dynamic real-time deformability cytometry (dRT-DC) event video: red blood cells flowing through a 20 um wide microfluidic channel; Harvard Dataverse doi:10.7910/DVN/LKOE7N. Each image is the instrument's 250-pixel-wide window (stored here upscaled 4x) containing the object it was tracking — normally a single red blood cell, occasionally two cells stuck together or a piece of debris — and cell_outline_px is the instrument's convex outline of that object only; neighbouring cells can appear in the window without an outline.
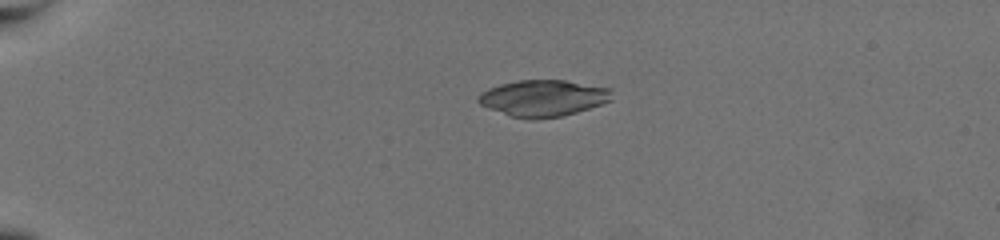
{"species": "common noctule bat (a hibernating species)", "species_latin": "Nyctalus noctula", "temperature_condition": "warm", "stored_images_in_passage": 45, "camera_frame_rate_fps": 3000, "um_per_image_px": 0.085, "animal": {"sex": "female", "body_mass_g": 19.5, "forearm_length_mm": 54.1}, "frame": {"image": 1, "passage_image": 2, "time_ms": 0.333, "image_size_px": [1000, 240], "cell_outline_px": [[612, 100], [576, 112], [560, 116], [532, 120], [528, 120], [508, 116], [488, 108], [480, 104], [476, 100], [476, 96], [480, 92], [488, 88], [500, 84], [520, 80], [564, 80], [612, 88]], "centroid_in_image_um": [46.13, 8.34], "position_along_channel_um": 38.9, "area_um2": 28.61}}
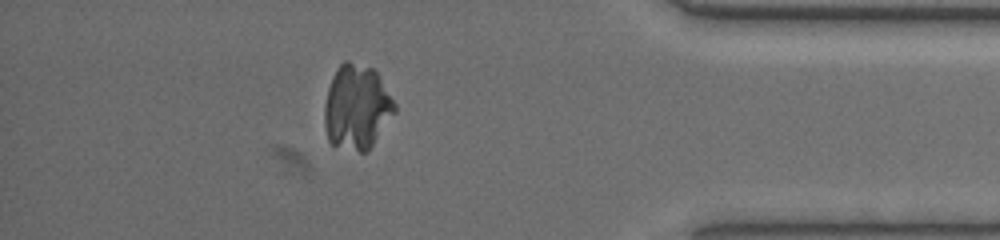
{"frame": {"image": 2, "passage_image": 39, "time_ms": 12.667, "image_size_px": [1000, 240], "cell_outline_px": [[396, 112], [368, 152], [360, 152], [332, 144], [328, 140], [324, 128], [324, 104], [328, 88], [332, 76], [336, 68], [344, 60], [348, 60], [372, 68], [376, 72], [396, 104]], "centroid_in_image_um": [30.31, 9.11], "position_along_channel_um": 404.9, "area_um2": 34.91}}